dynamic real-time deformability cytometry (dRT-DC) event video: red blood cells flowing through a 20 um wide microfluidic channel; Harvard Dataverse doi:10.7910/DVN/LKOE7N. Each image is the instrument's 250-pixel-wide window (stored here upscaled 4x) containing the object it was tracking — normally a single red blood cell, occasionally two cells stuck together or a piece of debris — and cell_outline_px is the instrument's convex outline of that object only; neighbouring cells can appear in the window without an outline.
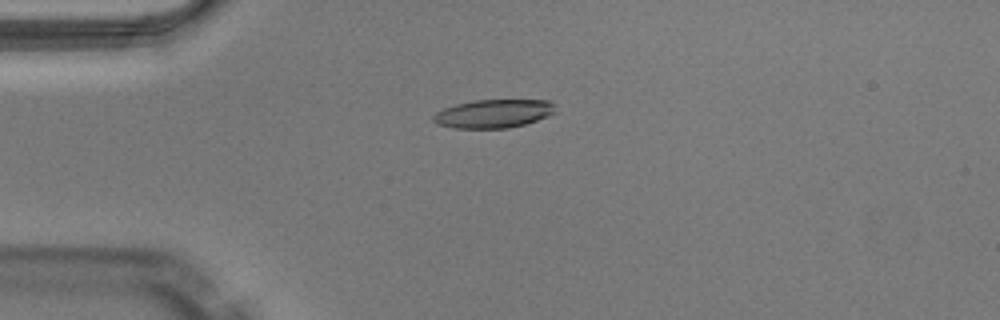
{"species": "Egyptian fruit bat (a non-hibernating species)", "species_latin": "Rousettus aegyptiacus", "temperature_condition": "warm", "stored_images_in_passage": 50, "camera_frame_rate_fps": 3000, "um_per_image_px": 0.085, "animal": {"sex": "male"}, "frame": {"image": 1, "passage_image": 13, "time_ms": 4.0, "image_size_px": [1000, 320], "cell_outline_px": [[556, 112], [548, 116], [524, 124], [508, 128], [456, 128], [436, 124], [432, 120], [432, 116], [436, 112], [444, 108], [456, 104], [472, 100], [548, 100], [552, 104]], "centroid_in_image_um": [41.91, 9.66], "position_along_channel_um": 43.1, "area_um2": 20.17}}
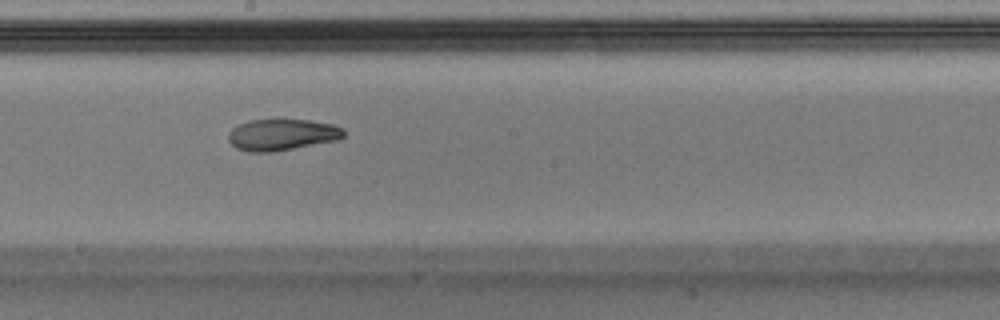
{"frame": {"image": 2, "passage_image": 28, "time_ms": 9.0, "image_size_px": [1000, 320], "cell_outline_px": [[344, 136], [340, 140], [276, 152], [248, 152], [236, 148], [228, 140], [228, 132], [232, 128], [248, 120], [308, 120], [332, 124], [344, 128]], "centroid_in_image_um": [23.98, 11.47], "position_along_channel_um": 224.2, "area_um2": 21.39}}
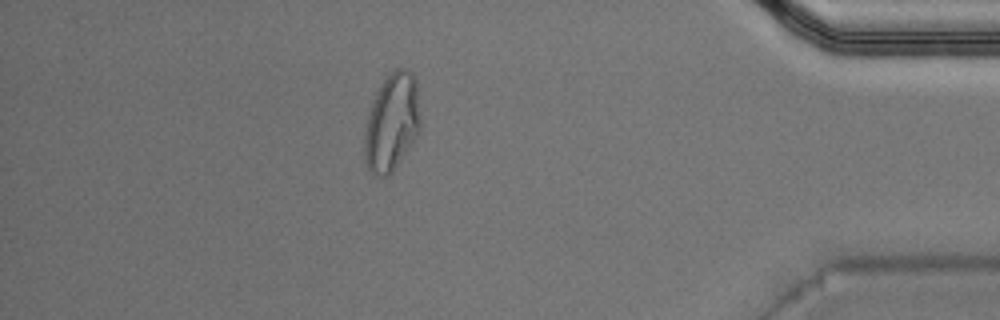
{"frame": {"image": 3, "passage_image": 44, "time_ms": 14.333, "image_size_px": [1000, 320], "cell_outline_px": [[420, 132], [392, 172], [388, 176], [380, 176], [372, 172], [368, 168], [364, 160], [364, 140], [368, 116], [372, 100], [388, 72], [396, 68], [408, 68], [412, 72], [416, 80], [420, 116]], "centroid_in_image_um": [33.32, 10.36], "position_along_channel_um": 401.9, "area_um2": 31.91}, "authors_computed_cell_mechanics": {"area_um2": 21.4149, "velocity_mm_per_s": 4.0752, "shape_relaxation_time_tau1_ms": null, "shape_relaxation_time_tau2_ms": 3.2808, "deformation_change_tau1": null, "deformation_change_tau2": 0.0991}}